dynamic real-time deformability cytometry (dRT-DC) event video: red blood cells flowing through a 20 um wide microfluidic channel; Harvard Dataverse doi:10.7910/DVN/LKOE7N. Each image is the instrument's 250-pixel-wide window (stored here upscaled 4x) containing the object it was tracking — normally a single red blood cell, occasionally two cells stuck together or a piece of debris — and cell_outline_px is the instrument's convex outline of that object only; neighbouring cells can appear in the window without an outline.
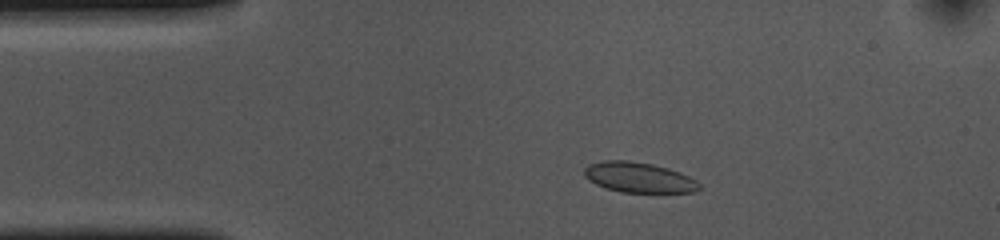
{"species": "common noctule bat (a hibernating species)", "species_latin": "Nyctalus noctula", "temperature_condition": "cold", "stored_images_in_passage": 13, "camera_frame_rate_fps": 3000, "um_per_image_px": 0.085, "animal": {"sex": "female", "body_mass_g": 10.0, "forearm_length_mm": 53.1}, "frame": {"image": 1, "passage_image": 6, "time_ms": 1.667, "image_size_px": [1000, 240], "cell_outline_px": [[700, 188], [692, 192], [620, 192], [596, 184], [588, 180], [584, 176], [584, 168], [588, 164], [604, 160], [628, 160], [652, 164], [668, 168], [680, 172], [696, 180], [700, 184]], "centroid_in_image_um": [54.27, 15.07], "position_along_channel_um": 30.7, "area_um2": 20.23}}
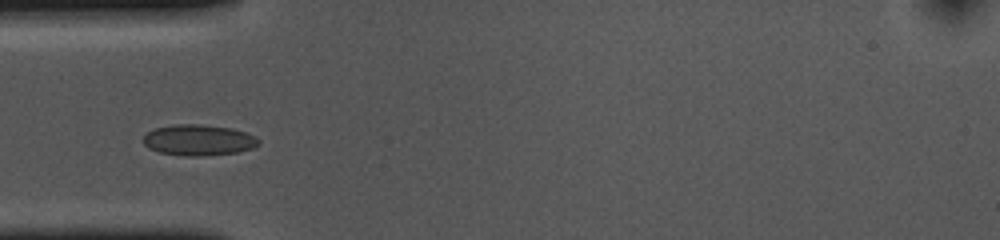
{"frame": {"image": 2, "passage_image": 12, "time_ms": 3.667, "image_size_px": [1000, 240], "cell_outline_px": [[260, 144], [252, 148], [236, 152], [200, 156], [184, 156], [160, 152], [148, 148], [144, 144], [144, 136], [148, 132], [156, 128], [176, 124], [200, 124], [232, 128], [256, 136], [260, 140]], "centroid_in_image_um": [16.9, 11.9], "position_along_channel_um": 68.1, "area_um2": 20.69}}